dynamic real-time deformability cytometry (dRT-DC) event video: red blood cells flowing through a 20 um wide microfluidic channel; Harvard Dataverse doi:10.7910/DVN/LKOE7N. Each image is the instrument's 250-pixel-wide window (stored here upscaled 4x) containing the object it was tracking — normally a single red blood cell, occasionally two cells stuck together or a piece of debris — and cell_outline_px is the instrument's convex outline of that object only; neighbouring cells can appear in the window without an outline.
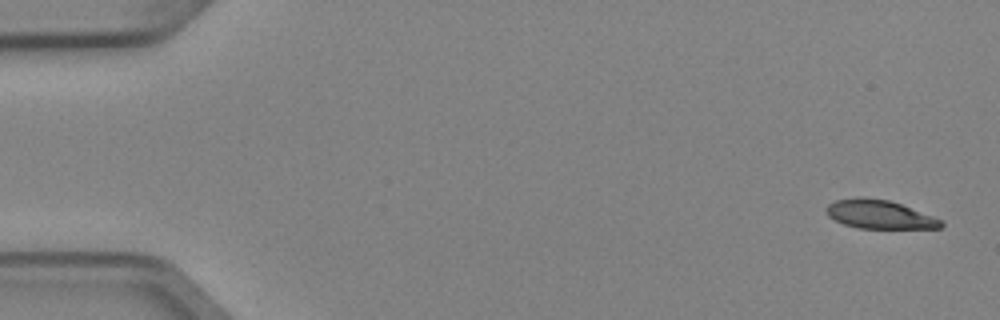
{"species": "Egyptian fruit bat (a non-hibernating species)", "species_latin": "Rousettus aegyptiacus", "temperature_condition": "cold", "stored_images_in_passage": 5, "segment_of_instrument_passage": [2, 2], "camera_frame_rate_fps": 3000, "um_per_image_px": 0.085, "animal": {"sex": "female"}, "frame": {"image": 1, "passage_image": 5, "time_ms": 1.333, "image_size_px": [1000, 320], "cell_outline_px": [[944, 224], [940, 228], [856, 228], [844, 224], [828, 216], [824, 208], [828, 204], [836, 200], [864, 196], [888, 200], [900, 204], [932, 216], [940, 220]], "centroid_in_image_um": [74.7, 18.22], "position_along_channel_um": 10.3, "area_um2": 18.96}}